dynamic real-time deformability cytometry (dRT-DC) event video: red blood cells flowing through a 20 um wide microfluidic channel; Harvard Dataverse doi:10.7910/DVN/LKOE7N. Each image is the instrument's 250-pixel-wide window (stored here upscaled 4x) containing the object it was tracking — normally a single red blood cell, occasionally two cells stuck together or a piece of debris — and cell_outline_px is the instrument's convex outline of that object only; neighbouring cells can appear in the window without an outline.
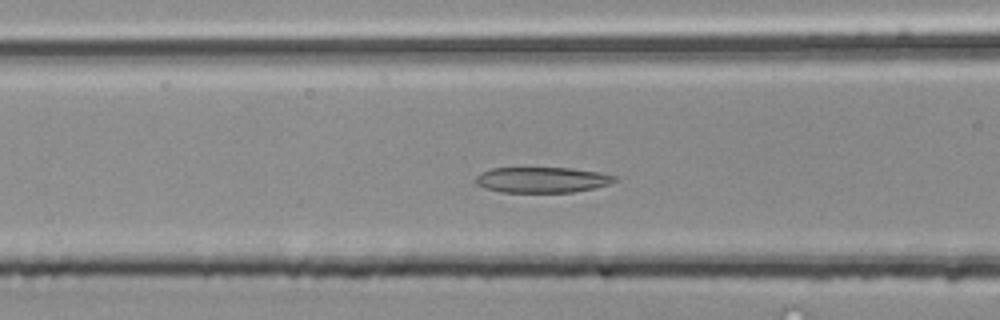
{"species": "common noctule bat (a hibernating species)", "species_latin": "Nyctalus noctula", "temperature_condition": "room temperature", "stored_images_in_passage": 48, "camera_frame_rate_fps": 3000, "um_per_image_px": 0.085, "animal": {"sex": "male", "body_mass_g": 20.4}, "frame": {"image": 1, "passage_image": 17, "time_ms": 5.333, "image_size_px": [1000, 320], "cell_outline_px": [[616, 180], [608, 184], [596, 188], [572, 192], [500, 192], [484, 188], [476, 184], [476, 176], [480, 172], [492, 168], [572, 168], [596, 172], [616, 176]], "centroid_in_image_um": [46.04, 15.29], "position_along_channel_um": 120.6, "area_um2": 20.69}}
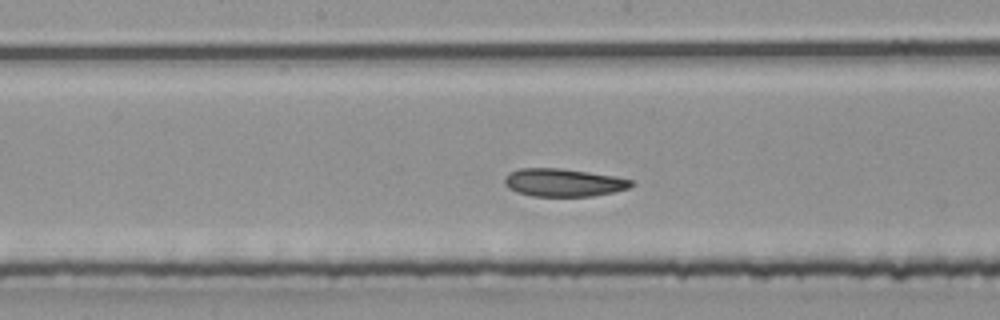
{"frame": {"image": 2, "passage_image": 23, "time_ms": 7.333, "image_size_px": [1000, 320], "cell_outline_px": [[636, 184], [628, 188], [612, 192], [592, 196], [532, 196], [516, 192], [508, 188], [504, 184], [504, 176], [508, 172], [520, 168], [560, 168], [616, 176], [632, 180]], "centroid_in_image_um": [47.86, 15.51], "position_along_channel_um": 200.3, "area_um2": 20.75}}
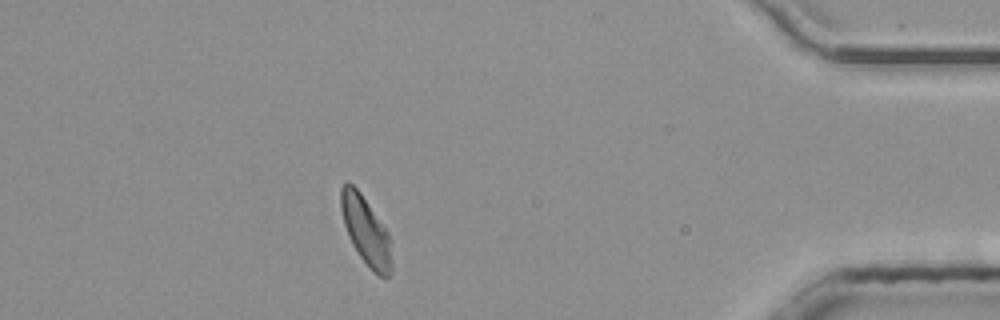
{"frame": {"image": 3, "passage_image": 42, "time_ms": 13.667, "image_size_px": [1000, 320], "cell_outline_px": [[392, 272], [384, 280], [376, 276], [372, 272], [360, 256], [352, 244], [348, 236], [344, 224], [340, 208], [340, 188], [344, 180], [348, 180], [360, 192], [388, 232], [392, 240]], "centroid_in_image_um": [31.12, 19.65], "position_along_channel_um": 404.1, "area_um2": 20.75}, "authors_computed_cell_mechanics": {"area_um2": 20.9236, "velocity_mm_per_s": 3.9835, "shape_relaxation_time_tau1_ms": 7.7324, "shape_relaxation_time_tau2_ms": 3.4402, "deformation_change_tau1": 0.1369, "deformation_change_tau2": 0.0929}}